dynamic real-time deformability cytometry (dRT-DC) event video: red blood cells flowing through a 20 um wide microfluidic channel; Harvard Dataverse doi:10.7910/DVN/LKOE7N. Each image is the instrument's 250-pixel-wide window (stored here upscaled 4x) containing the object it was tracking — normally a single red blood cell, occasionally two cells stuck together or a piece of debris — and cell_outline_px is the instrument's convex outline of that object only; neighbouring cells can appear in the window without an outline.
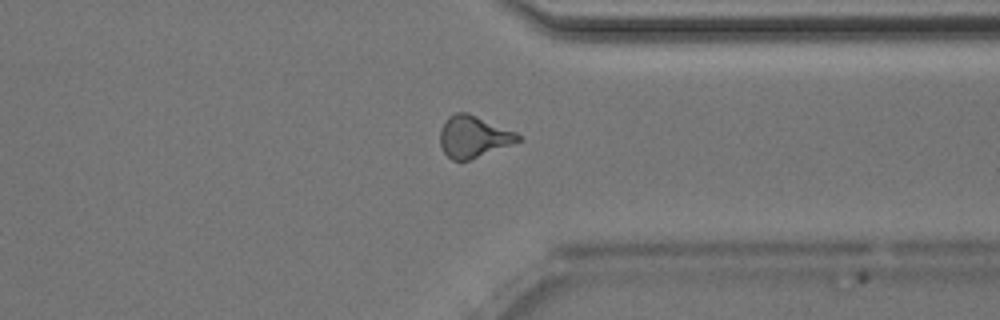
{"species": "Egyptian fruit bat (a non-hibernating species)", "species_latin": "Rousettus aegyptiacus", "temperature_condition": "room temperature", "stored_images_in_passage": 40, "camera_frame_rate_fps": 3000, "um_per_image_px": 0.085, "animal": {"sex": "male"}, "frame": {"image": 1, "passage_image": 29, "time_ms": 9.333, "image_size_px": [1000, 320], "cell_outline_px": [[520, 140], [512, 144], [468, 160], [452, 160], [444, 152], [440, 144], [440, 128], [444, 120], [448, 116], [456, 112], [468, 112], [516, 132], [520, 136]], "centroid_in_image_um": [40.21, 11.59], "position_along_channel_um": 371.2, "area_um2": 18.84}, "authors_computed_cell_mechanics": {"area_um2": 18.6405, "velocity_mm_per_s": 4.0527, "shape_relaxation_time_tau1_ms": 9.38, "shape_relaxation_time_tau2_ms": 2.065, "deformation_change_tau1": 0.2379, "deformation_change_tau2": 0.1104}}